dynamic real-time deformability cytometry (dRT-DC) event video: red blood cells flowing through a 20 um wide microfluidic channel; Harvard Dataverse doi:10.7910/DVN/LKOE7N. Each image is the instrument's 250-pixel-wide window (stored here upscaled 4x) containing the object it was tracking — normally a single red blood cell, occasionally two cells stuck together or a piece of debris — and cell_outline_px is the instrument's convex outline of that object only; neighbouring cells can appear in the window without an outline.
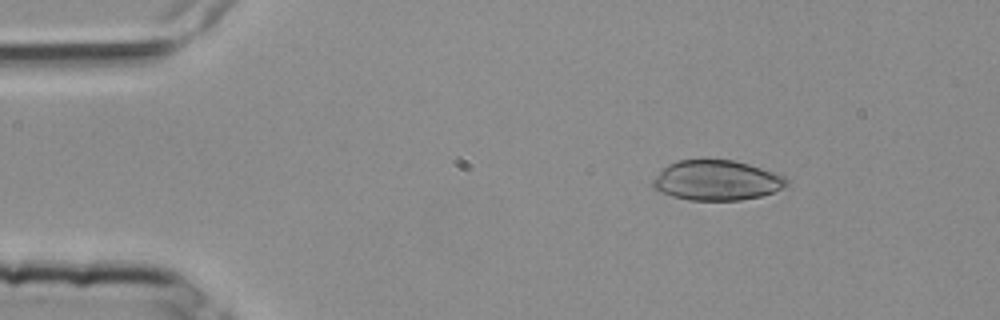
{"species": "common noctule bat (a hibernating species)", "species_latin": "Nyctalus noctula", "temperature_condition": "room temperature", "stored_images_in_passage": 3, "camera_frame_rate_fps": 3000, "um_per_image_px": 0.085, "animal": {"sex": "female", "body_mass_g": 25.1}, "frame": {"image": 1, "passage_image": 1, "time_ms": 0.0, "image_size_px": [1000, 320], "cell_outline_px": [[788, 184], [784, 188], [760, 196], [740, 200], [692, 200], [672, 196], [652, 188], [652, 180], [660, 168], [676, 160], [732, 160], [748, 164], [776, 172], [784, 176], [788, 180]], "centroid_in_image_um": [60.89, 15.32], "position_along_channel_um": 24.1, "area_um2": 31.33}}